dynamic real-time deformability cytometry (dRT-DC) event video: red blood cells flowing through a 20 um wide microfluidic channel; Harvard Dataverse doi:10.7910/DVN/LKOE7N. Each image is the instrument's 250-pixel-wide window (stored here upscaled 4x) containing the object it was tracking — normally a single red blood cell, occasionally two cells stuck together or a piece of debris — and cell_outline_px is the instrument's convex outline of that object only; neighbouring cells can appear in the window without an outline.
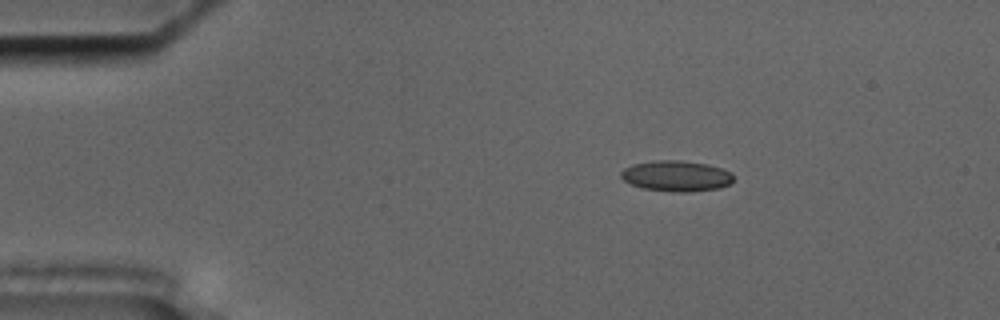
{"species": "common noctule bat (a hibernating species)", "species_latin": "Nyctalus noctula", "temperature_condition": "cold", "stored_images_in_passage": 48, "camera_frame_rate_fps": 3000, "um_per_image_px": 0.085, "animal": {"sex": "male", "body_mass_g": 17.5, "forearm_length_mm": 52.3}, "frame": {"image": 1, "passage_image": 1, "time_ms": 0.0, "image_size_px": [1000, 320], "cell_outline_px": [[732, 180], [728, 184], [720, 188], [692, 192], [672, 192], [644, 188], [632, 184], [624, 180], [620, 176], [620, 172], [624, 168], [632, 164], [652, 160], [680, 160], [708, 164], [732, 172]], "centroid_in_image_um": [57.47, 14.95], "position_along_channel_um": 27.5, "area_um2": 20.23}}
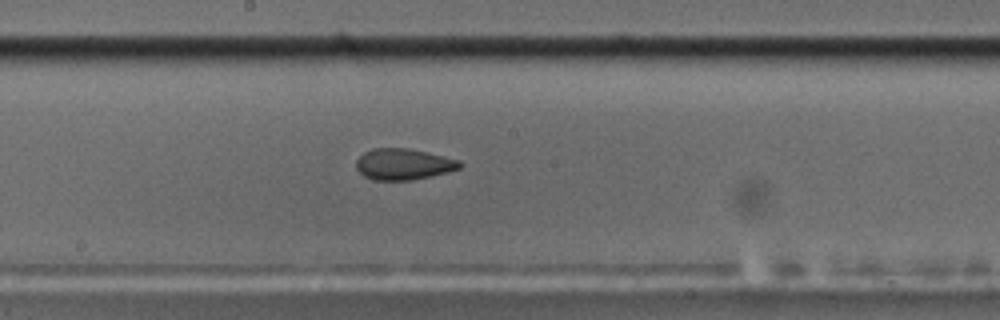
{"frame": {"image": 2, "passage_image": 22, "time_ms": 7.0, "image_size_px": [1000, 320], "cell_outline_px": [[464, 164], [460, 168], [448, 172], [432, 176], [412, 180], [372, 180], [364, 176], [356, 168], [356, 160], [364, 152], [372, 148], [408, 148], [444, 156], [460, 160]], "centroid_in_image_um": [34.3, 13.96], "position_along_channel_um": 213.9, "area_um2": 18.96}}
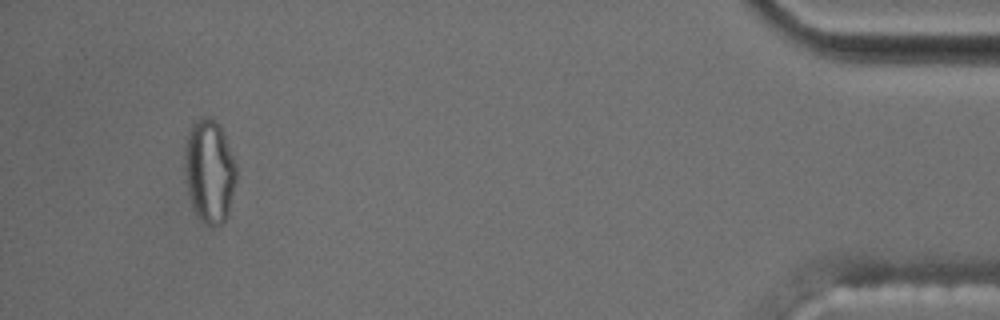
{"frame": {"image": 3, "passage_image": 45, "time_ms": 14.667, "image_size_px": [1000, 320], "cell_outline_px": [[236, 180], [228, 216], [220, 224], [212, 228], [200, 220], [196, 216], [188, 192], [184, 172], [184, 152], [188, 132], [192, 124], [200, 116], [212, 116], [220, 124], [236, 164]], "centroid_in_image_um": [17.79, 14.53], "position_along_channel_um": 417.4, "area_um2": 31.62}, "authors_computed_cell_mechanics": {"area_um2": 19.7965, "velocity_mm_per_s": 3.5489, "shape_relaxation_time_tau1_ms": null, "shape_relaxation_time_tau2_ms": 2.0709, "deformation_change_tau1": null, "deformation_change_tau2": 0.0871}}